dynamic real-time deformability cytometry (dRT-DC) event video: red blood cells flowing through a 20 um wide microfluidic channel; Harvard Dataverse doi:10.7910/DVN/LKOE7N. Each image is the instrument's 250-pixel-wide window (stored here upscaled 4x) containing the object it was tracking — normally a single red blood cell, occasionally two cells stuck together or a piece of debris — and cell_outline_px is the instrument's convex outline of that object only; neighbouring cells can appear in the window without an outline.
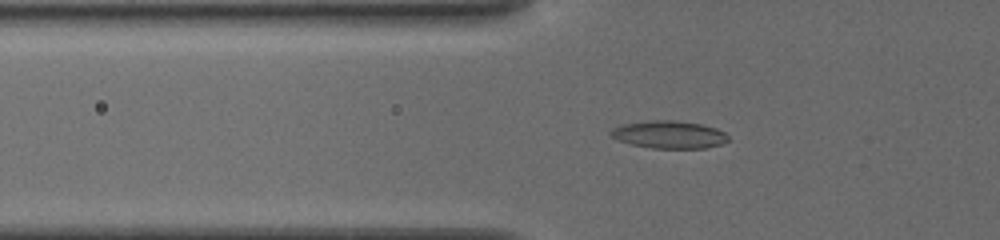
{"species": "common noctule bat (a hibernating species)", "species_latin": "Nyctalus noctula", "temperature_condition": "cold", "stored_images_in_passage": 38, "camera_frame_rate_fps": 3000, "um_per_image_px": 0.085, "animal": {"sex": "female", "body_mass_g": 19.5, "forearm_length_mm": 54.1}, "frame": {"image": 1, "passage_image": 4, "time_ms": 1.0, "image_size_px": [1000, 240], "cell_outline_px": [[728, 140], [720, 144], [704, 148], [652, 148], [632, 144], [616, 140], [608, 132], [612, 128], [620, 124], [648, 120], [672, 120], [700, 124], [716, 128], [724, 132], [728, 136]], "centroid_in_image_um": [56.82, 11.43], "position_along_channel_um": 69.0, "area_um2": 18.9}}
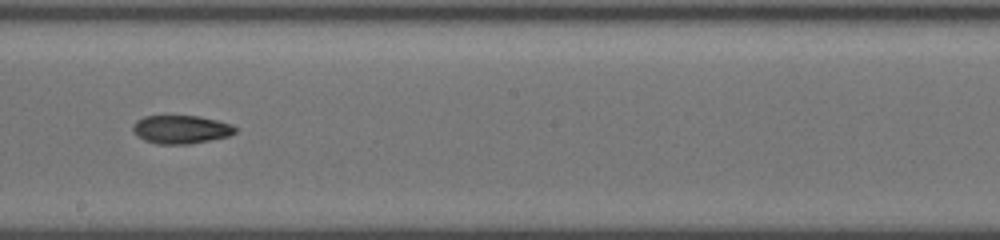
{"frame": {"image": 2, "passage_image": 17, "time_ms": 5.333, "image_size_px": [1000, 240], "cell_outline_px": [[236, 132], [228, 136], [192, 144], [156, 144], [144, 140], [136, 136], [132, 132], [132, 124], [136, 120], [144, 116], [200, 116], [232, 124], [236, 128]], "centroid_in_image_um": [15.34, 11.0], "position_along_channel_um": 232.9, "area_um2": 17.11}}
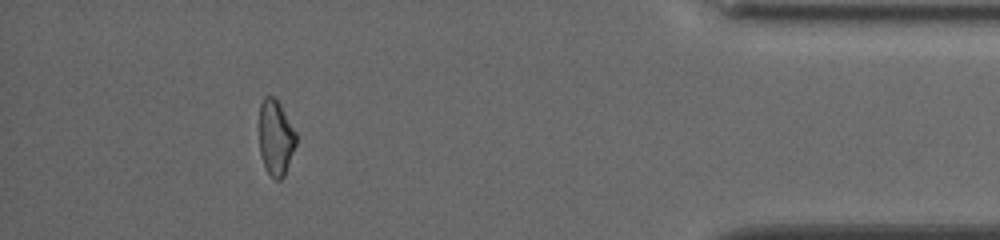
{"frame": {"image": 3, "passage_image": 34, "time_ms": 11.0, "image_size_px": [1000, 240], "cell_outline_px": [[296, 144], [284, 176], [280, 180], [276, 180], [268, 172], [264, 164], [260, 152], [260, 104], [264, 96], [272, 96], [280, 104], [296, 132]], "centroid_in_image_um": [23.44, 11.7], "position_along_channel_um": 411.8, "area_um2": 15.95}, "authors_computed_cell_mechanics": {"area_um2": 17.2533, "velocity_mm_per_s": 3.8883, "shape_relaxation_time_tau1_ms": 8.475, "shape_relaxation_time_tau2_ms": 5.6119, "deformation_change_tau1": 0.1765, "deformation_change_tau2": 0.1099}}